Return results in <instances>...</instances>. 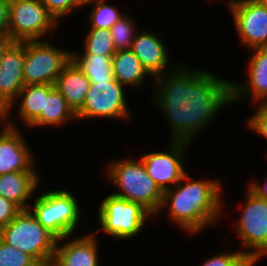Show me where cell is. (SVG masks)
I'll use <instances>...</instances> for the list:
<instances>
[{
	"label": "cell",
	"mask_w": 267,
	"mask_h": 266,
	"mask_svg": "<svg viewBox=\"0 0 267 266\" xmlns=\"http://www.w3.org/2000/svg\"><path fill=\"white\" fill-rule=\"evenodd\" d=\"M189 68L176 63L155 77L151 102L169 121L170 140L193 143L225 106H232V81L205 68Z\"/></svg>",
	"instance_id": "obj_1"
},
{
	"label": "cell",
	"mask_w": 267,
	"mask_h": 266,
	"mask_svg": "<svg viewBox=\"0 0 267 266\" xmlns=\"http://www.w3.org/2000/svg\"><path fill=\"white\" fill-rule=\"evenodd\" d=\"M221 180H194L186 173L174 187L163 192L161 207L154 217L167 207L168 220L183 232L195 236L210 226L212 228L223 214Z\"/></svg>",
	"instance_id": "obj_2"
},
{
	"label": "cell",
	"mask_w": 267,
	"mask_h": 266,
	"mask_svg": "<svg viewBox=\"0 0 267 266\" xmlns=\"http://www.w3.org/2000/svg\"><path fill=\"white\" fill-rule=\"evenodd\" d=\"M106 167L105 175L117 190L112 194L141 204L153 216L159 212L163 192L148 175L140 157L112 160Z\"/></svg>",
	"instance_id": "obj_3"
},
{
	"label": "cell",
	"mask_w": 267,
	"mask_h": 266,
	"mask_svg": "<svg viewBox=\"0 0 267 266\" xmlns=\"http://www.w3.org/2000/svg\"><path fill=\"white\" fill-rule=\"evenodd\" d=\"M37 221L57 239L72 236L82 219V208L69 190H47L35 197L28 208Z\"/></svg>",
	"instance_id": "obj_4"
},
{
	"label": "cell",
	"mask_w": 267,
	"mask_h": 266,
	"mask_svg": "<svg viewBox=\"0 0 267 266\" xmlns=\"http://www.w3.org/2000/svg\"><path fill=\"white\" fill-rule=\"evenodd\" d=\"M0 238L10 246L32 256L41 266H49L57 238L45 229L29 209L21 210L0 229Z\"/></svg>",
	"instance_id": "obj_5"
},
{
	"label": "cell",
	"mask_w": 267,
	"mask_h": 266,
	"mask_svg": "<svg viewBox=\"0 0 267 266\" xmlns=\"http://www.w3.org/2000/svg\"><path fill=\"white\" fill-rule=\"evenodd\" d=\"M98 208V232L103 231L106 236L125 241L142 232L148 219L154 217L141 204L112 193L103 198Z\"/></svg>",
	"instance_id": "obj_6"
},
{
	"label": "cell",
	"mask_w": 267,
	"mask_h": 266,
	"mask_svg": "<svg viewBox=\"0 0 267 266\" xmlns=\"http://www.w3.org/2000/svg\"><path fill=\"white\" fill-rule=\"evenodd\" d=\"M246 189L245 202L239 206L241 214L234 225L241 241L240 251L255 266L267 257V200Z\"/></svg>",
	"instance_id": "obj_7"
},
{
	"label": "cell",
	"mask_w": 267,
	"mask_h": 266,
	"mask_svg": "<svg viewBox=\"0 0 267 266\" xmlns=\"http://www.w3.org/2000/svg\"><path fill=\"white\" fill-rule=\"evenodd\" d=\"M44 40L25 41L23 79L25 85H54L63 69L72 60V51Z\"/></svg>",
	"instance_id": "obj_8"
},
{
	"label": "cell",
	"mask_w": 267,
	"mask_h": 266,
	"mask_svg": "<svg viewBox=\"0 0 267 266\" xmlns=\"http://www.w3.org/2000/svg\"><path fill=\"white\" fill-rule=\"evenodd\" d=\"M90 88L82 108L76 113L77 120L95 118L131 120L132 113L126 100V87L116 79L90 81Z\"/></svg>",
	"instance_id": "obj_9"
},
{
	"label": "cell",
	"mask_w": 267,
	"mask_h": 266,
	"mask_svg": "<svg viewBox=\"0 0 267 266\" xmlns=\"http://www.w3.org/2000/svg\"><path fill=\"white\" fill-rule=\"evenodd\" d=\"M8 13L7 32L14 41L42 40L59 25L40 0H9Z\"/></svg>",
	"instance_id": "obj_10"
},
{
	"label": "cell",
	"mask_w": 267,
	"mask_h": 266,
	"mask_svg": "<svg viewBox=\"0 0 267 266\" xmlns=\"http://www.w3.org/2000/svg\"><path fill=\"white\" fill-rule=\"evenodd\" d=\"M169 142L165 152L151 151L140 156L148 175L162 192L174 187L187 173L185 155L192 144L186 141Z\"/></svg>",
	"instance_id": "obj_11"
},
{
	"label": "cell",
	"mask_w": 267,
	"mask_h": 266,
	"mask_svg": "<svg viewBox=\"0 0 267 266\" xmlns=\"http://www.w3.org/2000/svg\"><path fill=\"white\" fill-rule=\"evenodd\" d=\"M239 45L248 49L267 47V1L244 0L229 6Z\"/></svg>",
	"instance_id": "obj_12"
},
{
	"label": "cell",
	"mask_w": 267,
	"mask_h": 266,
	"mask_svg": "<svg viewBox=\"0 0 267 266\" xmlns=\"http://www.w3.org/2000/svg\"><path fill=\"white\" fill-rule=\"evenodd\" d=\"M6 114V123L0 129V175L19 172L37 171L32 149L24 139L15 120ZM32 151V152H31Z\"/></svg>",
	"instance_id": "obj_13"
},
{
	"label": "cell",
	"mask_w": 267,
	"mask_h": 266,
	"mask_svg": "<svg viewBox=\"0 0 267 266\" xmlns=\"http://www.w3.org/2000/svg\"><path fill=\"white\" fill-rule=\"evenodd\" d=\"M251 57L247 63V79L243 82L232 81V103L254 104L267 102V47L250 49ZM244 101V102H243Z\"/></svg>",
	"instance_id": "obj_14"
},
{
	"label": "cell",
	"mask_w": 267,
	"mask_h": 266,
	"mask_svg": "<svg viewBox=\"0 0 267 266\" xmlns=\"http://www.w3.org/2000/svg\"><path fill=\"white\" fill-rule=\"evenodd\" d=\"M24 62L25 41H15L0 60V107L5 111L16 101L25 86Z\"/></svg>",
	"instance_id": "obj_15"
},
{
	"label": "cell",
	"mask_w": 267,
	"mask_h": 266,
	"mask_svg": "<svg viewBox=\"0 0 267 266\" xmlns=\"http://www.w3.org/2000/svg\"><path fill=\"white\" fill-rule=\"evenodd\" d=\"M69 237L71 236L57 240L55 254L49 266H101L97 234L89 233L77 238L72 236L71 239Z\"/></svg>",
	"instance_id": "obj_16"
},
{
	"label": "cell",
	"mask_w": 267,
	"mask_h": 266,
	"mask_svg": "<svg viewBox=\"0 0 267 266\" xmlns=\"http://www.w3.org/2000/svg\"><path fill=\"white\" fill-rule=\"evenodd\" d=\"M137 32L130 50L140 60L143 67L155 78L169 70V51L163 39L148 30Z\"/></svg>",
	"instance_id": "obj_17"
},
{
	"label": "cell",
	"mask_w": 267,
	"mask_h": 266,
	"mask_svg": "<svg viewBox=\"0 0 267 266\" xmlns=\"http://www.w3.org/2000/svg\"><path fill=\"white\" fill-rule=\"evenodd\" d=\"M41 174L38 171H19L0 175V196L15 203L21 210L29 208L37 195Z\"/></svg>",
	"instance_id": "obj_18"
},
{
	"label": "cell",
	"mask_w": 267,
	"mask_h": 266,
	"mask_svg": "<svg viewBox=\"0 0 267 266\" xmlns=\"http://www.w3.org/2000/svg\"><path fill=\"white\" fill-rule=\"evenodd\" d=\"M91 82L79 67L71 62L63 69L54 87L66 99L72 110L77 113L83 106Z\"/></svg>",
	"instance_id": "obj_19"
},
{
	"label": "cell",
	"mask_w": 267,
	"mask_h": 266,
	"mask_svg": "<svg viewBox=\"0 0 267 266\" xmlns=\"http://www.w3.org/2000/svg\"><path fill=\"white\" fill-rule=\"evenodd\" d=\"M54 88V85L50 84L25 85L19 92L16 101L6 110V114H10L11 109L18 106L17 116L25 123L24 127H28L41 114L44 109L45 97Z\"/></svg>",
	"instance_id": "obj_20"
},
{
	"label": "cell",
	"mask_w": 267,
	"mask_h": 266,
	"mask_svg": "<svg viewBox=\"0 0 267 266\" xmlns=\"http://www.w3.org/2000/svg\"><path fill=\"white\" fill-rule=\"evenodd\" d=\"M112 70L114 78L127 88L137 89L144 85L147 77L152 78L151 82L154 79L130 49L116 51L112 57Z\"/></svg>",
	"instance_id": "obj_21"
},
{
	"label": "cell",
	"mask_w": 267,
	"mask_h": 266,
	"mask_svg": "<svg viewBox=\"0 0 267 266\" xmlns=\"http://www.w3.org/2000/svg\"><path fill=\"white\" fill-rule=\"evenodd\" d=\"M77 115L69 106L66 99L54 88L45 97L44 109L41 114L28 126L31 128L41 126L62 127L68 121H76Z\"/></svg>",
	"instance_id": "obj_22"
},
{
	"label": "cell",
	"mask_w": 267,
	"mask_h": 266,
	"mask_svg": "<svg viewBox=\"0 0 267 266\" xmlns=\"http://www.w3.org/2000/svg\"><path fill=\"white\" fill-rule=\"evenodd\" d=\"M113 55H97L72 51V61L85 74L89 81H112Z\"/></svg>",
	"instance_id": "obj_23"
},
{
	"label": "cell",
	"mask_w": 267,
	"mask_h": 266,
	"mask_svg": "<svg viewBox=\"0 0 267 266\" xmlns=\"http://www.w3.org/2000/svg\"><path fill=\"white\" fill-rule=\"evenodd\" d=\"M85 34L82 53L97 55H114L116 53L110 29L89 28Z\"/></svg>",
	"instance_id": "obj_24"
},
{
	"label": "cell",
	"mask_w": 267,
	"mask_h": 266,
	"mask_svg": "<svg viewBox=\"0 0 267 266\" xmlns=\"http://www.w3.org/2000/svg\"><path fill=\"white\" fill-rule=\"evenodd\" d=\"M91 10L88 15L90 28L110 29L126 12H120L119 8L107 1L90 3Z\"/></svg>",
	"instance_id": "obj_25"
},
{
	"label": "cell",
	"mask_w": 267,
	"mask_h": 266,
	"mask_svg": "<svg viewBox=\"0 0 267 266\" xmlns=\"http://www.w3.org/2000/svg\"><path fill=\"white\" fill-rule=\"evenodd\" d=\"M133 19L131 13H126L110 28L116 51L131 48L135 35L139 31L136 29L138 28L136 27L137 23Z\"/></svg>",
	"instance_id": "obj_26"
},
{
	"label": "cell",
	"mask_w": 267,
	"mask_h": 266,
	"mask_svg": "<svg viewBox=\"0 0 267 266\" xmlns=\"http://www.w3.org/2000/svg\"><path fill=\"white\" fill-rule=\"evenodd\" d=\"M0 266H41L32 256L0 238Z\"/></svg>",
	"instance_id": "obj_27"
},
{
	"label": "cell",
	"mask_w": 267,
	"mask_h": 266,
	"mask_svg": "<svg viewBox=\"0 0 267 266\" xmlns=\"http://www.w3.org/2000/svg\"><path fill=\"white\" fill-rule=\"evenodd\" d=\"M200 266H254L240 251L220 252L209 257Z\"/></svg>",
	"instance_id": "obj_28"
},
{
	"label": "cell",
	"mask_w": 267,
	"mask_h": 266,
	"mask_svg": "<svg viewBox=\"0 0 267 266\" xmlns=\"http://www.w3.org/2000/svg\"><path fill=\"white\" fill-rule=\"evenodd\" d=\"M47 11L59 23L68 15L80 10L83 7L80 0H40ZM76 10V11H75Z\"/></svg>",
	"instance_id": "obj_29"
},
{
	"label": "cell",
	"mask_w": 267,
	"mask_h": 266,
	"mask_svg": "<svg viewBox=\"0 0 267 266\" xmlns=\"http://www.w3.org/2000/svg\"><path fill=\"white\" fill-rule=\"evenodd\" d=\"M257 107L255 112L248 119H246V126L248 128L267 140V105L255 104Z\"/></svg>",
	"instance_id": "obj_30"
},
{
	"label": "cell",
	"mask_w": 267,
	"mask_h": 266,
	"mask_svg": "<svg viewBox=\"0 0 267 266\" xmlns=\"http://www.w3.org/2000/svg\"><path fill=\"white\" fill-rule=\"evenodd\" d=\"M20 211L15 203L0 196V229L11 222Z\"/></svg>",
	"instance_id": "obj_31"
},
{
	"label": "cell",
	"mask_w": 267,
	"mask_h": 266,
	"mask_svg": "<svg viewBox=\"0 0 267 266\" xmlns=\"http://www.w3.org/2000/svg\"><path fill=\"white\" fill-rule=\"evenodd\" d=\"M9 0H0V33L8 31Z\"/></svg>",
	"instance_id": "obj_32"
},
{
	"label": "cell",
	"mask_w": 267,
	"mask_h": 266,
	"mask_svg": "<svg viewBox=\"0 0 267 266\" xmlns=\"http://www.w3.org/2000/svg\"><path fill=\"white\" fill-rule=\"evenodd\" d=\"M248 189L261 199L267 200V179L261 184L258 180H251L247 185Z\"/></svg>",
	"instance_id": "obj_33"
},
{
	"label": "cell",
	"mask_w": 267,
	"mask_h": 266,
	"mask_svg": "<svg viewBox=\"0 0 267 266\" xmlns=\"http://www.w3.org/2000/svg\"><path fill=\"white\" fill-rule=\"evenodd\" d=\"M14 42L8 32L0 33V60Z\"/></svg>",
	"instance_id": "obj_34"
},
{
	"label": "cell",
	"mask_w": 267,
	"mask_h": 266,
	"mask_svg": "<svg viewBox=\"0 0 267 266\" xmlns=\"http://www.w3.org/2000/svg\"><path fill=\"white\" fill-rule=\"evenodd\" d=\"M6 123V111L0 107V129Z\"/></svg>",
	"instance_id": "obj_35"
},
{
	"label": "cell",
	"mask_w": 267,
	"mask_h": 266,
	"mask_svg": "<svg viewBox=\"0 0 267 266\" xmlns=\"http://www.w3.org/2000/svg\"><path fill=\"white\" fill-rule=\"evenodd\" d=\"M97 1H106V0H80L82 6L84 7L89 5L90 3L97 2Z\"/></svg>",
	"instance_id": "obj_36"
},
{
	"label": "cell",
	"mask_w": 267,
	"mask_h": 266,
	"mask_svg": "<svg viewBox=\"0 0 267 266\" xmlns=\"http://www.w3.org/2000/svg\"><path fill=\"white\" fill-rule=\"evenodd\" d=\"M212 1V0H211ZM216 1V0H215ZM224 1V0H223ZM227 1V7H229L230 5L240 2V1H244V0H226Z\"/></svg>",
	"instance_id": "obj_37"
}]
</instances>
